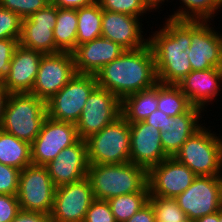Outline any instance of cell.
Masks as SVG:
<instances>
[{
  "instance_id": "obj_33",
  "label": "cell",
  "mask_w": 222,
  "mask_h": 222,
  "mask_svg": "<svg viewBox=\"0 0 222 222\" xmlns=\"http://www.w3.org/2000/svg\"><path fill=\"white\" fill-rule=\"evenodd\" d=\"M22 18L16 13L0 7V40L20 39Z\"/></svg>"
},
{
  "instance_id": "obj_10",
  "label": "cell",
  "mask_w": 222,
  "mask_h": 222,
  "mask_svg": "<svg viewBox=\"0 0 222 222\" xmlns=\"http://www.w3.org/2000/svg\"><path fill=\"white\" fill-rule=\"evenodd\" d=\"M121 115V100L107 89L97 86L89 95L76 123L79 138L86 140Z\"/></svg>"
},
{
  "instance_id": "obj_26",
  "label": "cell",
  "mask_w": 222,
  "mask_h": 222,
  "mask_svg": "<svg viewBox=\"0 0 222 222\" xmlns=\"http://www.w3.org/2000/svg\"><path fill=\"white\" fill-rule=\"evenodd\" d=\"M0 163L19 170L31 165V144L0 129Z\"/></svg>"
},
{
  "instance_id": "obj_11",
  "label": "cell",
  "mask_w": 222,
  "mask_h": 222,
  "mask_svg": "<svg viewBox=\"0 0 222 222\" xmlns=\"http://www.w3.org/2000/svg\"><path fill=\"white\" fill-rule=\"evenodd\" d=\"M76 124L44 119L40 133L31 143V161L33 165L46 166L59 153L79 140Z\"/></svg>"
},
{
  "instance_id": "obj_9",
  "label": "cell",
  "mask_w": 222,
  "mask_h": 222,
  "mask_svg": "<svg viewBox=\"0 0 222 222\" xmlns=\"http://www.w3.org/2000/svg\"><path fill=\"white\" fill-rule=\"evenodd\" d=\"M175 199L190 221L213 214L222 208V176H197Z\"/></svg>"
},
{
  "instance_id": "obj_39",
  "label": "cell",
  "mask_w": 222,
  "mask_h": 222,
  "mask_svg": "<svg viewBox=\"0 0 222 222\" xmlns=\"http://www.w3.org/2000/svg\"><path fill=\"white\" fill-rule=\"evenodd\" d=\"M11 222H54L50 215L41 212L20 210Z\"/></svg>"
},
{
  "instance_id": "obj_8",
  "label": "cell",
  "mask_w": 222,
  "mask_h": 222,
  "mask_svg": "<svg viewBox=\"0 0 222 222\" xmlns=\"http://www.w3.org/2000/svg\"><path fill=\"white\" fill-rule=\"evenodd\" d=\"M56 187L45 166L29 165L19 176L18 202L20 210L50 215Z\"/></svg>"
},
{
  "instance_id": "obj_24",
  "label": "cell",
  "mask_w": 222,
  "mask_h": 222,
  "mask_svg": "<svg viewBox=\"0 0 222 222\" xmlns=\"http://www.w3.org/2000/svg\"><path fill=\"white\" fill-rule=\"evenodd\" d=\"M158 83L147 90H142L126 96L121 101L122 116L129 122L135 123L146 119L158 109Z\"/></svg>"
},
{
  "instance_id": "obj_2",
  "label": "cell",
  "mask_w": 222,
  "mask_h": 222,
  "mask_svg": "<svg viewBox=\"0 0 222 222\" xmlns=\"http://www.w3.org/2000/svg\"><path fill=\"white\" fill-rule=\"evenodd\" d=\"M148 38L158 82L177 85L192 71L187 55L191 44V20L168 18L165 26Z\"/></svg>"
},
{
  "instance_id": "obj_31",
  "label": "cell",
  "mask_w": 222,
  "mask_h": 222,
  "mask_svg": "<svg viewBox=\"0 0 222 222\" xmlns=\"http://www.w3.org/2000/svg\"><path fill=\"white\" fill-rule=\"evenodd\" d=\"M148 201L152 204L156 222H185L188 220L175 198L149 196Z\"/></svg>"
},
{
  "instance_id": "obj_30",
  "label": "cell",
  "mask_w": 222,
  "mask_h": 222,
  "mask_svg": "<svg viewBox=\"0 0 222 222\" xmlns=\"http://www.w3.org/2000/svg\"><path fill=\"white\" fill-rule=\"evenodd\" d=\"M149 192H134L108 200L116 222H126L148 202Z\"/></svg>"
},
{
  "instance_id": "obj_7",
  "label": "cell",
  "mask_w": 222,
  "mask_h": 222,
  "mask_svg": "<svg viewBox=\"0 0 222 222\" xmlns=\"http://www.w3.org/2000/svg\"><path fill=\"white\" fill-rule=\"evenodd\" d=\"M98 86L95 75L78 74L46 101L47 116L76 124L91 92Z\"/></svg>"
},
{
  "instance_id": "obj_21",
  "label": "cell",
  "mask_w": 222,
  "mask_h": 222,
  "mask_svg": "<svg viewBox=\"0 0 222 222\" xmlns=\"http://www.w3.org/2000/svg\"><path fill=\"white\" fill-rule=\"evenodd\" d=\"M125 50L120 44L103 37L82 43L72 52L76 73L96 75L104 65L118 58Z\"/></svg>"
},
{
  "instance_id": "obj_36",
  "label": "cell",
  "mask_w": 222,
  "mask_h": 222,
  "mask_svg": "<svg viewBox=\"0 0 222 222\" xmlns=\"http://www.w3.org/2000/svg\"><path fill=\"white\" fill-rule=\"evenodd\" d=\"M84 222H116L107 200L94 199L87 210Z\"/></svg>"
},
{
  "instance_id": "obj_41",
  "label": "cell",
  "mask_w": 222,
  "mask_h": 222,
  "mask_svg": "<svg viewBox=\"0 0 222 222\" xmlns=\"http://www.w3.org/2000/svg\"><path fill=\"white\" fill-rule=\"evenodd\" d=\"M168 115L157 109L153 111L146 119L143 121L156 129H159L161 132H165Z\"/></svg>"
},
{
  "instance_id": "obj_15",
  "label": "cell",
  "mask_w": 222,
  "mask_h": 222,
  "mask_svg": "<svg viewBox=\"0 0 222 222\" xmlns=\"http://www.w3.org/2000/svg\"><path fill=\"white\" fill-rule=\"evenodd\" d=\"M210 21L191 20V44L187 55L192 71L222 68V34Z\"/></svg>"
},
{
  "instance_id": "obj_28",
  "label": "cell",
  "mask_w": 222,
  "mask_h": 222,
  "mask_svg": "<svg viewBox=\"0 0 222 222\" xmlns=\"http://www.w3.org/2000/svg\"><path fill=\"white\" fill-rule=\"evenodd\" d=\"M193 105L180 87L175 84H163L158 82V104L160 111L170 117L186 113Z\"/></svg>"
},
{
  "instance_id": "obj_38",
  "label": "cell",
  "mask_w": 222,
  "mask_h": 222,
  "mask_svg": "<svg viewBox=\"0 0 222 222\" xmlns=\"http://www.w3.org/2000/svg\"><path fill=\"white\" fill-rule=\"evenodd\" d=\"M19 211L17 196L0 194V222H11Z\"/></svg>"
},
{
  "instance_id": "obj_40",
  "label": "cell",
  "mask_w": 222,
  "mask_h": 222,
  "mask_svg": "<svg viewBox=\"0 0 222 222\" xmlns=\"http://www.w3.org/2000/svg\"><path fill=\"white\" fill-rule=\"evenodd\" d=\"M126 222H156L152 204L148 201Z\"/></svg>"
},
{
  "instance_id": "obj_20",
  "label": "cell",
  "mask_w": 222,
  "mask_h": 222,
  "mask_svg": "<svg viewBox=\"0 0 222 222\" xmlns=\"http://www.w3.org/2000/svg\"><path fill=\"white\" fill-rule=\"evenodd\" d=\"M43 53L20 44L16 47L2 84L10 94L30 93L34 86Z\"/></svg>"
},
{
  "instance_id": "obj_5",
  "label": "cell",
  "mask_w": 222,
  "mask_h": 222,
  "mask_svg": "<svg viewBox=\"0 0 222 222\" xmlns=\"http://www.w3.org/2000/svg\"><path fill=\"white\" fill-rule=\"evenodd\" d=\"M174 157L197 176H222V139L204 126L186 140Z\"/></svg>"
},
{
  "instance_id": "obj_22",
  "label": "cell",
  "mask_w": 222,
  "mask_h": 222,
  "mask_svg": "<svg viewBox=\"0 0 222 222\" xmlns=\"http://www.w3.org/2000/svg\"><path fill=\"white\" fill-rule=\"evenodd\" d=\"M221 82L222 68H211L191 71L177 85L193 106L204 110L218 96Z\"/></svg>"
},
{
  "instance_id": "obj_13",
  "label": "cell",
  "mask_w": 222,
  "mask_h": 222,
  "mask_svg": "<svg viewBox=\"0 0 222 222\" xmlns=\"http://www.w3.org/2000/svg\"><path fill=\"white\" fill-rule=\"evenodd\" d=\"M196 177L175 157H168L147 171L149 196L176 198L190 187Z\"/></svg>"
},
{
  "instance_id": "obj_43",
  "label": "cell",
  "mask_w": 222,
  "mask_h": 222,
  "mask_svg": "<svg viewBox=\"0 0 222 222\" xmlns=\"http://www.w3.org/2000/svg\"><path fill=\"white\" fill-rule=\"evenodd\" d=\"M9 92L7 89L3 86L2 82L0 81V128L3 121V115L5 112L6 103L9 97Z\"/></svg>"
},
{
  "instance_id": "obj_17",
  "label": "cell",
  "mask_w": 222,
  "mask_h": 222,
  "mask_svg": "<svg viewBox=\"0 0 222 222\" xmlns=\"http://www.w3.org/2000/svg\"><path fill=\"white\" fill-rule=\"evenodd\" d=\"M168 158L161 143V131L139 121L130 123V162L147 171Z\"/></svg>"
},
{
  "instance_id": "obj_35",
  "label": "cell",
  "mask_w": 222,
  "mask_h": 222,
  "mask_svg": "<svg viewBox=\"0 0 222 222\" xmlns=\"http://www.w3.org/2000/svg\"><path fill=\"white\" fill-rule=\"evenodd\" d=\"M21 170L0 163V194L17 196Z\"/></svg>"
},
{
  "instance_id": "obj_19",
  "label": "cell",
  "mask_w": 222,
  "mask_h": 222,
  "mask_svg": "<svg viewBox=\"0 0 222 222\" xmlns=\"http://www.w3.org/2000/svg\"><path fill=\"white\" fill-rule=\"evenodd\" d=\"M138 18L124 13L102 10L101 37L120 44L126 50L145 47L149 39H144L142 23Z\"/></svg>"
},
{
  "instance_id": "obj_14",
  "label": "cell",
  "mask_w": 222,
  "mask_h": 222,
  "mask_svg": "<svg viewBox=\"0 0 222 222\" xmlns=\"http://www.w3.org/2000/svg\"><path fill=\"white\" fill-rule=\"evenodd\" d=\"M93 200L92 187L87 177L59 186L55 190L50 217L54 222H82Z\"/></svg>"
},
{
  "instance_id": "obj_32",
  "label": "cell",
  "mask_w": 222,
  "mask_h": 222,
  "mask_svg": "<svg viewBox=\"0 0 222 222\" xmlns=\"http://www.w3.org/2000/svg\"><path fill=\"white\" fill-rule=\"evenodd\" d=\"M102 10L139 17L149 11L142 0H97Z\"/></svg>"
},
{
  "instance_id": "obj_16",
  "label": "cell",
  "mask_w": 222,
  "mask_h": 222,
  "mask_svg": "<svg viewBox=\"0 0 222 222\" xmlns=\"http://www.w3.org/2000/svg\"><path fill=\"white\" fill-rule=\"evenodd\" d=\"M57 19V6L52 3L22 19L19 44L43 54L60 52L55 46L54 27Z\"/></svg>"
},
{
  "instance_id": "obj_3",
  "label": "cell",
  "mask_w": 222,
  "mask_h": 222,
  "mask_svg": "<svg viewBox=\"0 0 222 222\" xmlns=\"http://www.w3.org/2000/svg\"><path fill=\"white\" fill-rule=\"evenodd\" d=\"M87 178L94 199L109 200L134 192H149L147 170L134 163L89 165Z\"/></svg>"
},
{
  "instance_id": "obj_6",
  "label": "cell",
  "mask_w": 222,
  "mask_h": 222,
  "mask_svg": "<svg viewBox=\"0 0 222 222\" xmlns=\"http://www.w3.org/2000/svg\"><path fill=\"white\" fill-rule=\"evenodd\" d=\"M85 141L89 165L130 162V123L122 115Z\"/></svg>"
},
{
  "instance_id": "obj_4",
  "label": "cell",
  "mask_w": 222,
  "mask_h": 222,
  "mask_svg": "<svg viewBox=\"0 0 222 222\" xmlns=\"http://www.w3.org/2000/svg\"><path fill=\"white\" fill-rule=\"evenodd\" d=\"M46 117L45 100L32 93L9 94L0 129L31 144Z\"/></svg>"
},
{
  "instance_id": "obj_29",
  "label": "cell",
  "mask_w": 222,
  "mask_h": 222,
  "mask_svg": "<svg viewBox=\"0 0 222 222\" xmlns=\"http://www.w3.org/2000/svg\"><path fill=\"white\" fill-rule=\"evenodd\" d=\"M184 9H178L170 19L209 21L222 7V0H180Z\"/></svg>"
},
{
  "instance_id": "obj_46",
  "label": "cell",
  "mask_w": 222,
  "mask_h": 222,
  "mask_svg": "<svg viewBox=\"0 0 222 222\" xmlns=\"http://www.w3.org/2000/svg\"><path fill=\"white\" fill-rule=\"evenodd\" d=\"M219 222H222V208L219 210Z\"/></svg>"
},
{
  "instance_id": "obj_45",
  "label": "cell",
  "mask_w": 222,
  "mask_h": 222,
  "mask_svg": "<svg viewBox=\"0 0 222 222\" xmlns=\"http://www.w3.org/2000/svg\"><path fill=\"white\" fill-rule=\"evenodd\" d=\"M149 10L159 9L160 4L165 0H142Z\"/></svg>"
},
{
  "instance_id": "obj_42",
  "label": "cell",
  "mask_w": 222,
  "mask_h": 222,
  "mask_svg": "<svg viewBox=\"0 0 222 222\" xmlns=\"http://www.w3.org/2000/svg\"><path fill=\"white\" fill-rule=\"evenodd\" d=\"M97 0H54L52 4L58 8H70L77 9L85 6H89L95 3Z\"/></svg>"
},
{
  "instance_id": "obj_44",
  "label": "cell",
  "mask_w": 222,
  "mask_h": 222,
  "mask_svg": "<svg viewBox=\"0 0 222 222\" xmlns=\"http://www.w3.org/2000/svg\"><path fill=\"white\" fill-rule=\"evenodd\" d=\"M195 222H219V211L202 216L201 218L197 219Z\"/></svg>"
},
{
  "instance_id": "obj_23",
  "label": "cell",
  "mask_w": 222,
  "mask_h": 222,
  "mask_svg": "<svg viewBox=\"0 0 222 222\" xmlns=\"http://www.w3.org/2000/svg\"><path fill=\"white\" fill-rule=\"evenodd\" d=\"M201 111L192 106L186 113L168 117L165 132H161V143L168 157H174L186 140L202 127L203 124H199Z\"/></svg>"
},
{
  "instance_id": "obj_37",
  "label": "cell",
  "mask_w": 222,
  "mask_h": 222,
  "mask_svg": "<svg viewBox=\"0 0 222 222\" xmlns=\"http://www.w3.org/2000/svg\"><path fill=\"white\" fill-rule=\"evenodd\" d=\"M19 45V39L0 40V81L6 77L10 62L16 47Z\"/></svg>"
},
{
  "instance_id": "obj_34",
  "label": "cell",
  "mask_w": 222,
  "mask_h": 222,
  "mask_svg": "<svg viewBox=\"0 0 222 222\" xmlns=\"http://www.w3.org/2000/svg\"><path fill=\"white\" fill-rule=\"evenodd\" d=\"M47 4V0H0V7L16 13L22 19L28 18Z\"/></svg>"
},
{
  "instance_id": "obj_12",
  "label": "cell",
  "mask_w": 222,
  "mask_h": 222,
  "mask_svg": "<svg viewBox=\"0 0 222 222\" xmlns=\"http://www.w3.org/2000/svg\"><path fill=\"white\" fill-rule=\"evenodd\" d=\"M76 74L73 54H43L34 86L30 93L45 101L59 92Z\"/></svg>"
},
{
  "instance_id": "obj_27",
  "label": "cell",
  "mask_w": 222,
  "mask_h": 222,
  "mask_svg": "<svg viewBox=\"0 0 222 222\" xmlns=\"http://www.w3.org/2000/svg\"><path fill=\"white\" fill-rule=\"evenodd\" d=\"M77 46L101 37L102 9L95 3L77 8Z\"/></svg>"
},
{
  "instance_id": "obj_1",
  "label": "cell",
  "mask_w": 222,
  "mask_h": 222,
  "mask_svg": "<svg viewBox=\"0 0 222 222\" xmlns=\"http://www.w3.org/2000/svg\"><path fill=\"white\" fill-rule=\"evenodd\" d=\"M95 78L98 87L107 89L121 101L130 94L154 87L158 80L151 46L148 43L139 49L125 50L104 65Z\"/></svg>"
},
{
  "instance_id": "obj_18",
  "label": "cell",
  "mask_w": 222,
  "mask_h": 222,
  "mask_svg": "<svg viewBox=\"0 0 222 222\" xmlns=\"http://www.w3.org/2000/svg\"><path fill=\"white\" fill-rule=\"evenodd\" d=\"M45 167L56 188L86 178L89 168L86 141L79 139L66 147Z\"/></svg>"
},
{
  "instance_id": "obj_25",
  "label": "cell",
  "mask_w": 222,
  "mask_h": 222,
  "mask_svg": "<svg viewBox=\"0 0 222 222\" xmlns=\"http://www.w3.org/2000/svg\"><path fill=\"white\" fill-rule=\"evenodd\" d=\"M77 10L57 7V19L53 35L60 52L72 53L77 47Z\"/></svg>"
}]
</instances>
